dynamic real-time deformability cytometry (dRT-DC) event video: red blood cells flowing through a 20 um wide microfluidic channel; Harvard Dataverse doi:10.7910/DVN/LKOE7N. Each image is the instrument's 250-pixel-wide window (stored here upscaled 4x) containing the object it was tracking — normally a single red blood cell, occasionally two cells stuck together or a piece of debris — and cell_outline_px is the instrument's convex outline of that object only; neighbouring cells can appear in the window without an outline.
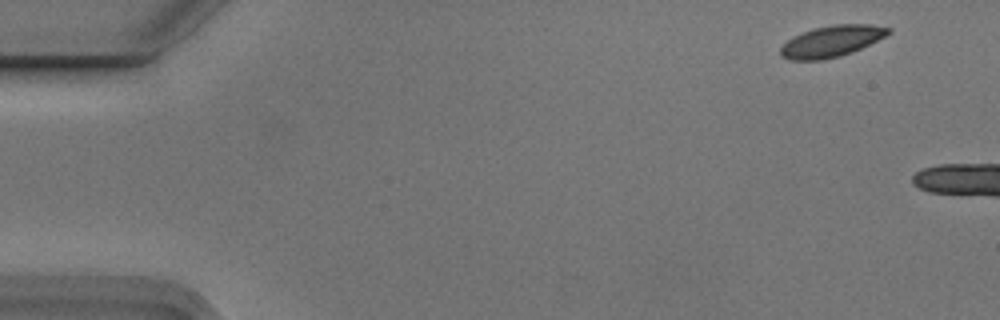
{"species": "Egyptian fruit bat (a non-hibernating species)", "species_latin": "Rousettus aegyptiacus", "temperature_condition": "cold", "stored_images_in_passage": 3, "camera_frame_rate_fps": 3000, "um_per_image_px": 0.085, "animal": {"sex": "male"}, "frame": {"image": 1, "passage_image": 1, "time_ms": 0.0, "image_size_px": [1000, 320], "cell_outline_px": [[892, 32], [852, 52], [840, 56], [820, 60], [792, 60], [780, 56], [780, 48], [792, 36], [812, 28], [832, 24], [872, 24], [892, 28]], "centroid_in_image_um": [70.67, 3.49], "position_along_channel_um": 14.3, "area_um2": 19.65}}